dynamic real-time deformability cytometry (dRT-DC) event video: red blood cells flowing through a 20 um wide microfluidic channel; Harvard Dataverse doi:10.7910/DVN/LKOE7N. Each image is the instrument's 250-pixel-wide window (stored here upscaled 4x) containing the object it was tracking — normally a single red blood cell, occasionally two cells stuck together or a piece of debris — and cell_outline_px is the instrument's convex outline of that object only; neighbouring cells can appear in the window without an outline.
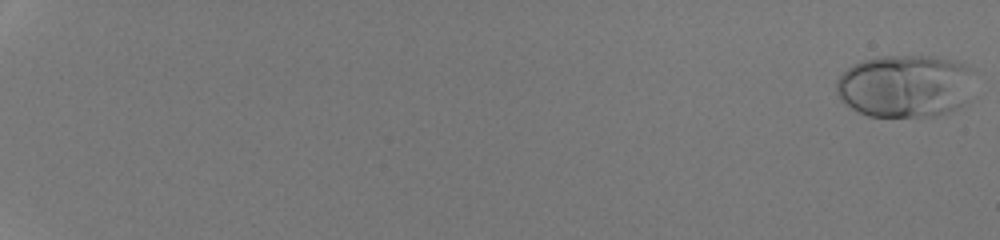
{"species": "human", "species_latin": "Homo sapiens", "temperature_condition": "room temperature", "stored_images_in_passage": 53, "camera_frame_rate_fps": 3000, "um_per_image_px": 0.085, "donor": {"sex": "male"}, "frame": {"image": 1, "passage_image": 1, "time_ms": 0.0, "image_size_px": [1000, 240], "cell_outline_px": [[968, 68], [964, 100], [956, 108], [948, 112], [936, 116], [868, 116], [844, 104], [836, 92], [836, 80], [852, 64], [876, 56], [932, 56], [956, 60]], "centroid_in_image_um": [76.8, 7.3], "position_along_channel_um": 8.2, "area_um2": 49.42}}
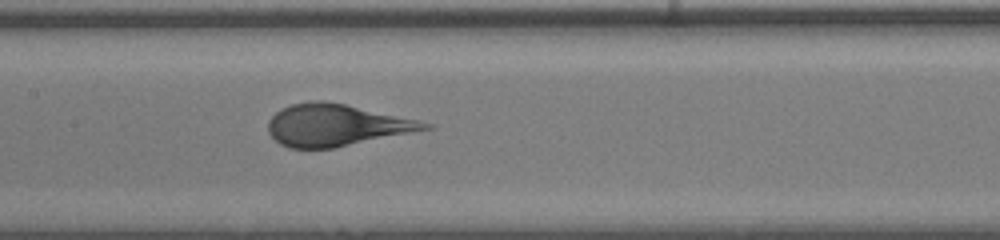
{"frame": {"image": 2, "passage_image": 31, "time_ms": 10.0, "image_size_px": [1000, 240], "cell_outline_px": [[436, 128], [332, 148], [288, 148], [280, 144], [268, 132], [268, 120], [280, 108], [292, 104], [312, 100], [324, 100], [344, 104], [420, 120], [432, 124]], "centroid_in_image_um": [28.58, 10.63], "position_along_channel_um": 178.8, "area_um2": 38.21}}
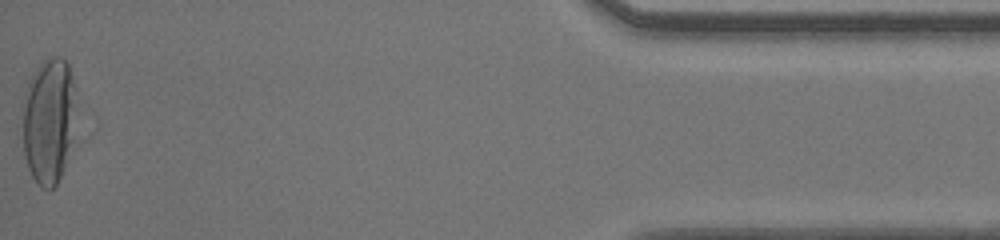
{"frame": {"image": 3, "passage_image": 53, "time_ms": 17.333, "image_size_px": [1000, 240], "cell_outline_px": [[76, 108], [72, 140], [60, 176], [56, 184], [52, 188], [40, 188], [36, 184], [28, 168], [24, 156], [20, 108], [20, 104], [24, 92], [32, 72], [44, 60], [52, 56], [60, 56], [68, 64], [72, 76]], "centroid_in_image_um": [4.09, 10.22], "position_along_channel_um": 431.1, "area_um2": 40.17}}